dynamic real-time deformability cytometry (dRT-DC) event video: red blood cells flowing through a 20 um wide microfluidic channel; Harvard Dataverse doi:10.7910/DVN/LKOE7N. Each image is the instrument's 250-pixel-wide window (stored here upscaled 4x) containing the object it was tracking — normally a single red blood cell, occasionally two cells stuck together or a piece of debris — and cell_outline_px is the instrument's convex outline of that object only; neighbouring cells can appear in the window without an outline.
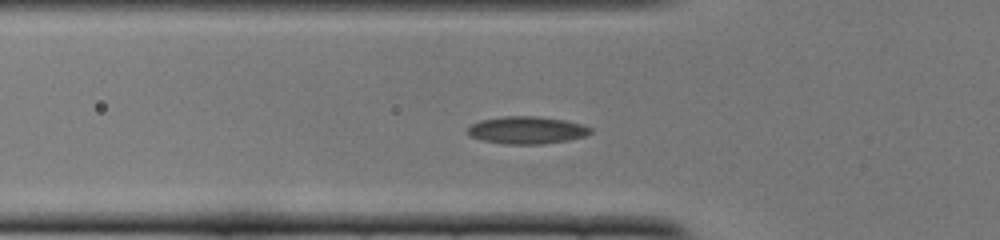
{"species": "common noctule bat (a hibernating species)", "species_latin": "Nyctalus noctula", "temperature_condition": "cold", "stored_images_in_passage": 48, "camera_frame_rate_fps": 3000, "um_per_image_px": 0.085, "animal": {"sex": "female", "body_mass_g": 22.0, "forearm_length_mm": 56.7}, "frame": {"image": 1, "passage_image": 12, "time_ms": 3.667, "image_size_px": [1000, 240], "cell_outline_px": [[592, 132], [584, 136], [568, 140], [540, 144], [504, 144], [484, 140], [472, 136], [468, 132], [468, 128], [472, 124], [480, 120], [504, 116], [536, 116], [564, 120], [580, 124], [592, 128]], "centroid_in_image_um": [44.79, 11.06], "position_along_channel_um": 81.0, "area_um2": 19.36}}
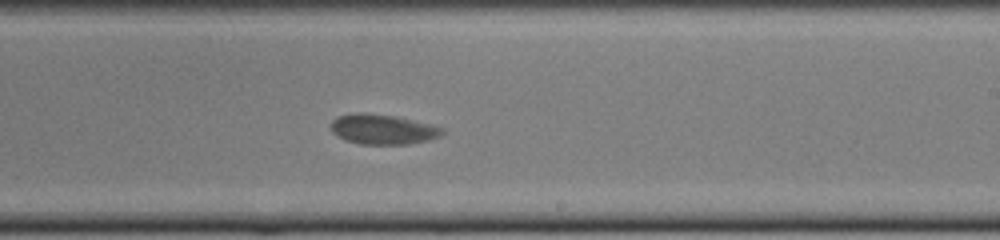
{"frame": {"image": 2, "passage_image": 26, "time_ms": 8.333, "image_size_px": [1000, 240], "cell_outline_px": [[444, 132], [440, 136], [428, 140], [408, 144], [360, 144], [344, 140], [336, 136], [332, 132], [332, 120], [340, 116], [356, 112], [360, 112], [396, 116], [432, 124], [444, 128]], "centroid_in_image_um": [32.55, 10.99], "position_along_channel_um": 256.5, "area_um2": 19.54}}
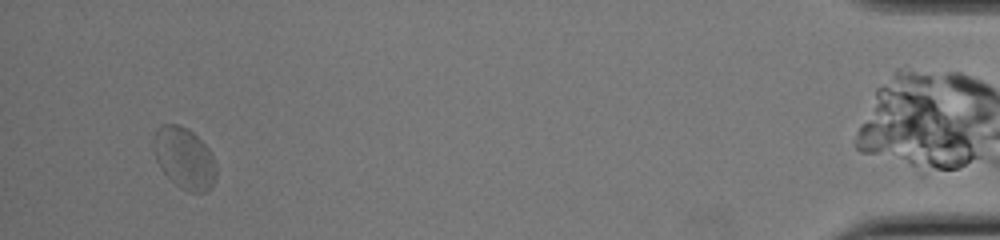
{"frame": {"image": 3, "passage_image": 45, "time_ms": 14.667, "image_size_px": [1000, 240], "cell_outline_px": [[216, 180], [204, 192], [188, 192], [180, 188], [164, 172], [156, 160], [152, 144], [156, 132], [160, 124], [180, 124], [188, 128], [208, 148], [216, 164]], "centroid_in_image_um": [15.66, 13.43], "position_along_channel_um": 419.5, "area_um2": 22.25}, "authors_computed_cell_mechanics": {"area_um2": 19.6231, "velocity_mm_per_s": 3.7719, "shape_relaxation_time_tau1_ms": null, "shape_relaxation_time_tau2_ms": 0.7511, "deformation_change_tau1": null, "deformation_change_tau2": 0.0369}}